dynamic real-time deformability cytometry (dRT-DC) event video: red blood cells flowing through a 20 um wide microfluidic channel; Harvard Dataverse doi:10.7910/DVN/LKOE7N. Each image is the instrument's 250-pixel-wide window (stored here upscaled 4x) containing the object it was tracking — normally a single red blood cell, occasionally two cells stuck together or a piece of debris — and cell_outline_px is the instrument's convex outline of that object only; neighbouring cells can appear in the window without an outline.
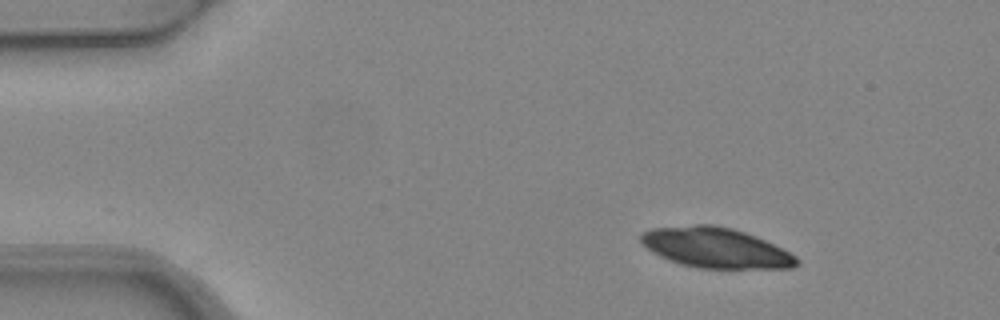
{"species": "common noctule bat (a hibernating species)", "species_latin": "Nyctalus noctula", "temperature_condition": "warm", "stored_images_in_passage": 4, "camera_frame_rate_fps": 3000, "um_per_image_px": 0.085, "animal": {"sex": "female", "body_mass_g": 24.6, "forearm_length_mm": 56.2}, "frame": {"image": 1, "passage_image": 1, "time_ms": 0.0, "image_size_px": [1000, 320], "cell_outline_px": [[800, 264], [792, 268], [700, 268], [680, 264], [660, 256], [652, 252], [640, 244], [640, 232], [652, 228], [692, 224], [712, 224], [732, 228], [744, 232], [764, 240], [796, 256], [800, 260]], "centroid_in_image_um": [60.78, 21.05], "position_along_channel_um": 24.2, "area_um2": 36.59}}